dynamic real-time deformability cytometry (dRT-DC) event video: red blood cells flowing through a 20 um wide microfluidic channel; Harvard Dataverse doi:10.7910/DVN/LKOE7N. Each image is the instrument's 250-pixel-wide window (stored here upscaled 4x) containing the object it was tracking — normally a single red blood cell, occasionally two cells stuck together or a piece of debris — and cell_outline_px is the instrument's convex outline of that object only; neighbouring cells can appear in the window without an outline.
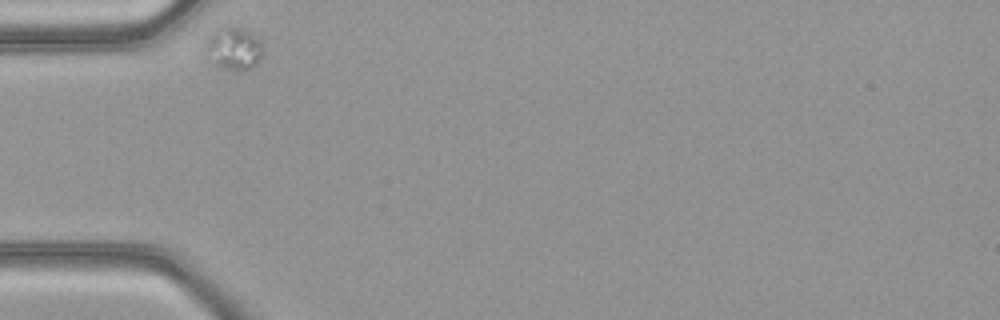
{"species": "common noctule bat (a hibernating species)", "species_latin": "Nyctalus noctula", "temperature_condition": "warm", "stored_images_in_passage": 22, "camera_frame_rate_fps": 3000, "um_per_image_px": 0.085, "animal": {"sex": "female", "body_mass_g": 21.9}, "frame": {"image": 1, "passage_image": 1, "time_ms": 0.0, "image_size_px": [1000, 320], "cell_outline_px": [[260, 60], [252, 68], [244, 72], [220, 68], [212, 64], [208, 48], [208, 36], [216, 28], [224, 24], [240, 28], [248, 32], [260, 44]], "centroid_in_image_um": [19.83, 4.14], "position_along_channel_um": 65.2, "area_um2": 13.93}}